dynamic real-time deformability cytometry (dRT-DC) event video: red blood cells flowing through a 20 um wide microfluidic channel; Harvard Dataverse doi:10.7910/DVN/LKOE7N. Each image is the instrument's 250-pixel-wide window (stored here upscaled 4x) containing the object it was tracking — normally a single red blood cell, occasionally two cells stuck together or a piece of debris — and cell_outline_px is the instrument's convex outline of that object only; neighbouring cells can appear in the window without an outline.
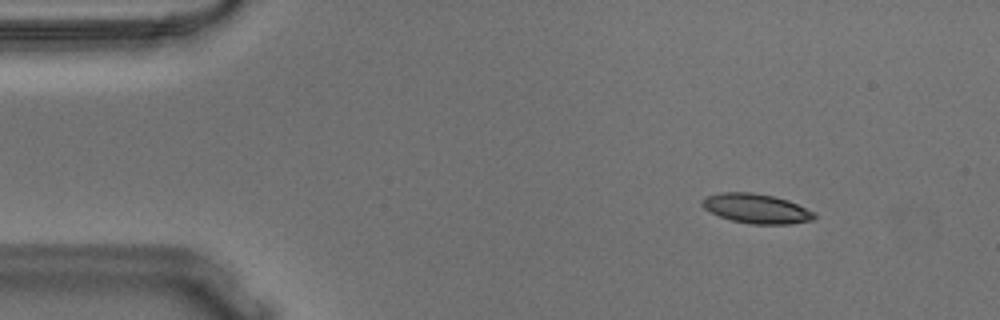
{"species": "Egyptian fruit bat (a non-hibernating species)", "species_latin": "Rousettus aegyptiacus", "temperature_condition": "warm", "stored_images_in_passage": 54, "camera_frame_rate_fps": 3000, "um_per_image_px": 0.085, "animal": {"sex": "male"}, "frame": {"image": 1, "passage_image": 6, "time_ms": 1.667, "image_size_px": [1000, 320], "cell_outline_px": [[816, 216], [812, 220], [792, 224], [752, 224], [732, 220], [720, 216], [704, 208], [700, 204], [700, 200], [708, 196], [720, 192], [752, 192], [772, 196], [788, 200], [812, 212]], "centroid_in_image_um": [64.25, 17.72], "position_along_channel_um": 20.7, "area_um2": 19.07}}
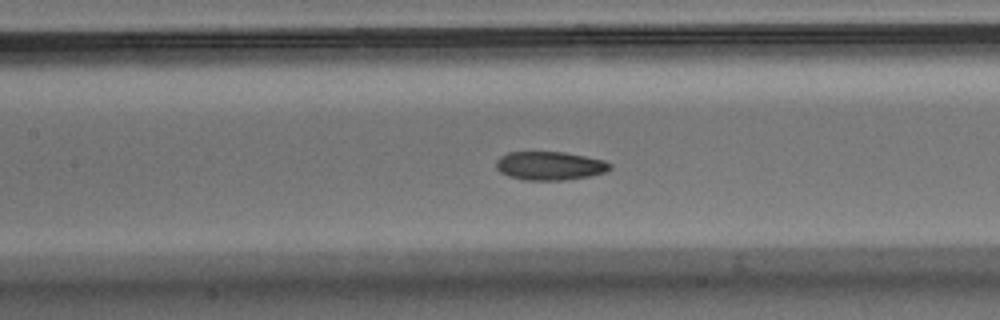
{"frame": {"image": 2, "passage_image": 24, "time_ms": 7.667, "image_size_px": [1000, 320], "cell_outline_px": [[612, 168], [604, 172], [588, 176], [564, 180], [524, 180], [508, 176], [500, 172], [496, 168], [496, 160], [500, 156], [508, 152], [564, 152], [604, 160], [612, 164]], "centroid_in_image_um": [46.71, 14.09], "position_along_channel_um": 160.7, "area_um2": 18.96}}
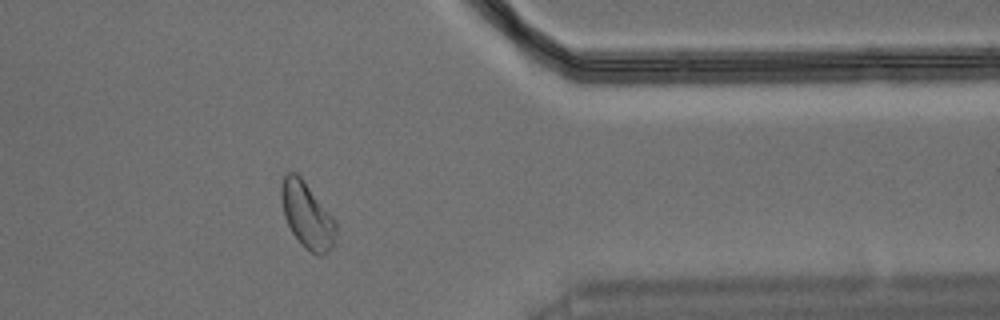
{"frame": {"image": 3, "passage_image": 44, "time_ms": 14.333, "image_size_px": [1000, 320], "cell_outline_px": [[336, 232], [332, 248], [328, 252], [320, 256], [316, 256], [304, 248], [300, 244], [292, 232], [284, 216], [280, 196], [280, 188], [284, 176], [288, 172], [296, 172], [300, 176], [336, 220]], "centroid_in_image_um": [26.1, 18.33], "position_along_channel_um": 385.3, "area_um2": 21.1}, "authors_computed_cell_mechanics": {"area_um2": 19.5364, "velocity_mm_per_s": 3.6076, "shape_relaxation_time_tau1_ms": 6.0787, "shape_relaxation_time_tau2_ms": 2.7261, "deformation_change_tau1": 0.1338, "deformation_change_tau2": 0.0865}}